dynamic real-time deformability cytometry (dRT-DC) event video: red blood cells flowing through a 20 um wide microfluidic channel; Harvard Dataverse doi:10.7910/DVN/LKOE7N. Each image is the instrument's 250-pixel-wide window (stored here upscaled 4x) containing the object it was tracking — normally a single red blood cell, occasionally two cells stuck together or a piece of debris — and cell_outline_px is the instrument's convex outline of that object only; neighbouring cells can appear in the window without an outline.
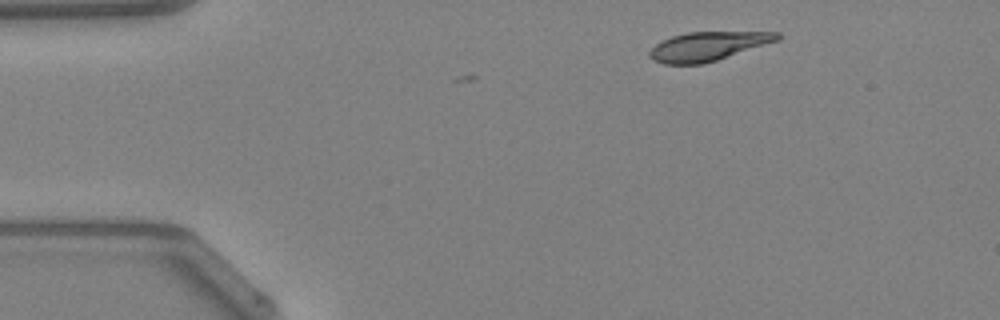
{"species": "Egyptian fruit bat (a non-hibernating species)", "species_latin": "Rousettus aegyptiacus", "temperature_condition": "warm", "stored_images_in_passage": 37, "camera_frame_rate_fps": 3000, "um_per_image_px": 0.085, "animal": {"sex": "female"}, "frame": {"image": 1, "passage_image": 1, "time_ms": 0.0, "image_size_px": [1000, 320], "cell_outline_px": [[780, 40], [716, 60], [700, 64], [664, 64], [652, 60], [648, 56], [648, 52], [656, 44], [672, 36], [688, 32], [780, 32]], "centroid_in_image_um": [60.16, 3.93], "position_along_channel_um": 24.8, "area_um2": 21.39}}
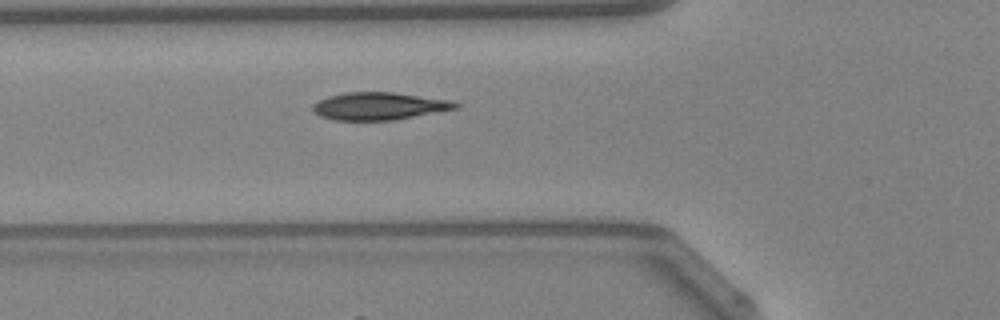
{"frame": {"image": 2, "passage_image": 11, "time_ms": 3.333, "image_size_px": [1000, 320], "cell_outline_px": [[460, 108], [392, 120], [336, 120], [320, 116], [312, 108], [312, 104], [328, 96], [344, 92], [392, 92], [452, 100], [460, 104]], "centroid_in_image_um": [32.25, 9.01], "position_along_channel_um": 93.6, "area_um2": 22.83}, "authors_computed_cell_mechanics": {"area_um2": 22.5998, "velocity_mm_per_s": 4.2504, "shape_relaxation_time_tau1_ms": 4.879, "shape_relaxation_time_tau2_ms": 0.8459, "deformation_change_tau1": 0.1724, "deformation_change_tau2": 0.0395}}